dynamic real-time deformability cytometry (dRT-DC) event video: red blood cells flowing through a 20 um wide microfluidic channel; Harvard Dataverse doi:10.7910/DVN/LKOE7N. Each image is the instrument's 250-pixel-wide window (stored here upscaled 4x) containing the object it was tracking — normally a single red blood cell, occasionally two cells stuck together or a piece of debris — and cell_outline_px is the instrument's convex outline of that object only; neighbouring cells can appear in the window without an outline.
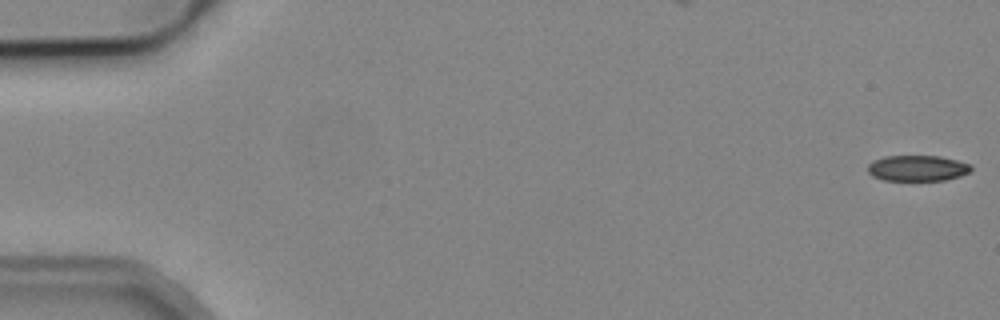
{"species": "common noctule bat (a hibernating species)", "species_latin": "Nyctalus noctula", "temperature_condition": "cold", "stored_images_in_passage": 53, "camera_frame_rate_fps": 3000, "um_per_image_px": 0.085, "animal": {"sex": "male", "body_mass_g": 19.2, "forearm_length_mm": 51.8}, "frame": {"image": 1, "passage_image": 1, "time_ms": 0.0, "image_size_px": [1000, 320], "cell_outline_px": [[972, 168], [968, 172], [960, 176], [944, 180], [884, 180], [872, 176], [868, 172], [868, 164], [872, 160], [884, 156], [940, 156], [972, 164]], "centroid_in_image_um": [77.96, 14.29], "position_along_channel_um": 7.0, "area_um2": 15.55}}
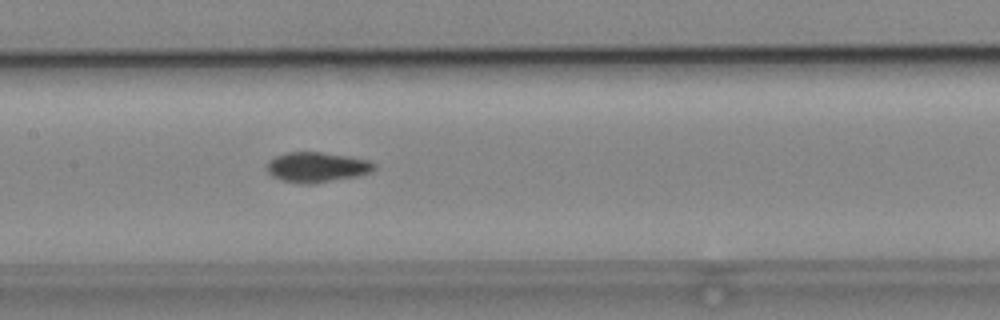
{"frame": {"image": 2, "passage_image": 26, "time_ms": 8.333, "image_size_px": [1000, 320], "cell_outline_px": [[376, 168], [368, 172], [356, 176], [328, 180], [280, 180], [272, 176], [264, 168], [264, 164], [268, 160], [276, 156], [288, 152], [324, 152], [348, 156], [368, 160], [376, 164]], "centroid_in_image_um": [26.89, 14.14], "position_along_channel_um": 180.5, "area_um2": 17.98}}
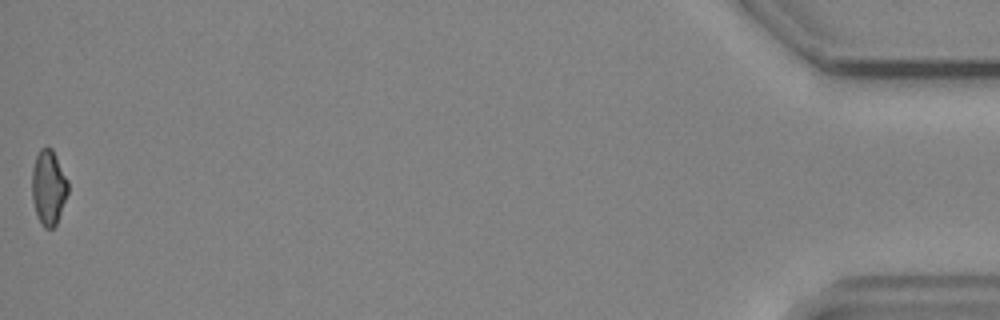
{"frame": {"image": 3, "passage_image": 53, "time_ms": 17.333, "image_size_px": [1000, 320], "cell_outline_px": [[68, 192], [56, 224], [52, 228], [44, 228], [40, 224], [36, 216], [32, 200], [32, 168], [36, 156], [40, 148], [48, 144], [52, 148], [68, 180]], "centroid_in_image_um": [4.11, 15.91], "position_along_channel_um": 431.1, "area_um2": 15.95}, "authors_computed_cell_mechanics": {"area_um2": 17.2822, "velocity_mm_per_s": 3.9037, "shape_relaxation_time_tau1_ms": 5.2358, "shape_relaxation_time_tau2_ms": null, "deformation_change_tau1": 0.1087, "deformation_change_tau2": null}}